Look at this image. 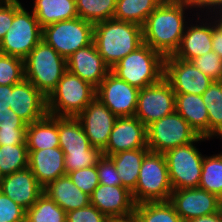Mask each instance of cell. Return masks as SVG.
<instances>
[{
	"mask_svg": "<svg viewBox=\"0 0 222 222\" xmlns=\"http://www.w3.org/2000/svg\"><path fill=\"white\" fill-rule=\"evenodd\" d=\"M191 62L213 81H222V59L214 51L196 57Z\"/></svg>",
	"mask_w": 222,
	"mask_h": 222,
	"instance_id": "cell-38",
	"label": "cell"
},
{
	"mask_svg": "<svg viewBox=\"0 0 222 222\" xmlns=\"http://www.w3.org/2000/svg\"><path fill=\"white\" fill-rule=\"evenodd\" d=\"M164 78L175 93L202 95L213 80L203 74L191 61L167 56L164 58Z\"/></svg>",
	"mask_w": 222,
	"mask_h": 222,
	"instance_id": "cell-14",
	"label": "cell"
},
{
	"mask_svg": "<svg viewBox=\"0 0 222 222\" xmlns=\"http://www.w3.org/2000/svg\"><path fill=\"white\" fill-rule=\"evenodd\" d=\"M108 222H137V221L133 216H131L128 218L109 219Z\"/></svg>",
	"mask_w": 222,
	"mask_h": 222,
	"instance_id": "cell-49",
	"label": "cell"
},
{
	"mask_svg": "<svg viewBox=\"0 0 222 222\" xmlns=\"http://www.w3.org/2000/svg\"><path fill=\"white\" fill-rule=\"evenodd\" d=\"M96 166L99 184L111 186L121 185V179L119 178L116 166L110 157L102 155L98 159Z\"/></svg>",
	"mask_w": 222,
	"mask_h": 222,
	"instance_id": "cell-40",
	"label": "cell"
},
{
	"mask_svg": "<svg viewBox=\"0 0 222 222\" xmlns=\"http://www.w3.org/2000/svg\"><path fill=\"white\" fill-rule=\"evenodd\" d=\"M76 118L90 144L102 152L108 144L117 116L95 97Z\"/></svg>",
	"mask_w": 222,
	"mask_h": 222,
	"instance_id": "cell-16",
	"label": "cell"
},
{
	"mask_svg": "<svg viewBox=\"0 0 222 222\" xmlns=\"http://www.w3.org/2000/svg\"><path fill=\"white\" fill-rule=\"evenodd\" d=\"M95 97L92 84L66 70L47 97V112L51 116L76 117Z\"/></svg>",
	"mask_w": 222,
	"mask_h": 222,
	"instance_id": "cell-6",
	"label": "cell"
},
{
	"mask_svg": "<svg viewBox=\"0 0 222 222\" xmlns=\"http://www.w3.org/2000/svg\"><path fill=\"white\" fill-rule=\"evenodd\" d=\"M26 127H0V146L26 145Z\"/></svg>",
	"mask_w": 222,
	"mask_h": 222,
	"instance_id": "cell-42",
	"label": "cell"
},
{
	"mask_svg": "<svg viewBox=\"0 0 222 222\" xmlns=\"http://www.w3.org/2000/svg\"><path fill=\"white\" fill-rule=\"evenodd\" d=\"M212 49L222 59V23L212 15Z\"/></svg>",
	"mask_w": 222,
	"mask_h": 222,
	"instance_id": "cell-45",
	"label": "cell"
},
{
	"mask_svg": "<svg viewBox=\"0 0 222 222\" xmlns=\"http://www.w3.org/2000/svg\"><path fill=\"white\" fill-rule=\"evenodd\" d=\"M78 17L96 24L113 19L117 0H75Z\"/></svg>",
	"mask_w": 222,
	"mask_h": 222,
	"instance_id": "cell-34",
	"label": "cell"
},
{
	"mask_svg": "<svg viewBox=\"0 0 222 222\" xmlns=\"http://www.w3.org/2000/svg\"><path fill=\"white\" fill-rule=\"evenodd\" d=\"M28 149L26 145L0 146V173L10 175L28 167Z\"/></svg>",
	"mask_w": 222,
	"mask_h": 222,
	"instance_id": "cell-35",
	"label": "cell"
},
{
	"mask_svg": "<svg viewBox=\"0 0 222 222\" xmlns=\"http://www.w3.org/2000/svg\"><path fill=\"white\" fill-rule=\"evenodd\" d=\"M59 148L65 157L66 173L94 166L102 152L90 144L76 117L58 116Z\"/></svg>",
	"mask_w": 222,
	"mask_h": 222,
	"instance_id": "cell-3",
	"label": "cell"
},
{
	"mask_svg": "<svg viewBox=\"0 0 222 222\" xmlns=\"http://www.w3.org/2000/svg\"><path fill=\"white\" fill-rule=\"evenodd\" d=\"M172 192L164 153L149 151L142 160L136 188L131 192L134 203L169 201Z\"/></svg>",
	"mask_w": 222,
	"mask_h": 222,
	"instance_id": "cell-7",
	"label": "cell"
},
{
	"mask_svg": "<svg viewBox=\"0 0 222 222\" xmlns=\"http://www.w3.org/2000/svg\"><path fill=\"white\" fill-rule=\"evenodd\" d=\"M188 222H222V210L220 209L218 212L210 215L193 218Z\"/></svg>",
	"mask_w": 222,
	"mask_h": 222,
	"instance_id": "cell-48",
	"label": "cell"
},
{
	"mask_svg": "<svg viewBox=\"0 0 222 222\" xmlns=\"http://www.w3.org/2000/svg\"><path fill=\"white\" fill-rule=\"evenodd\" d=\"M28 153V168L43 188L57 178L67 174L64 161L65 155L59 147L28 151Z\"/></svg>",
	"mask_w": 222,
	"mask_h": 222,
	"instance_id": "cell-23",
	"label": "cell"
},
{
	"mask_svg": "<svg viewBox=\"0 0 222 222\" xmlns=\"http://www.w3.org/2000/svg\"><path fill=\"white\" fill-rule=\"evenodd\" d=\"M169 202L182 221L210 215L221 209L222 199L201 188L173 190Z\"/></svg>",
	"mask_w": 222,
	"mask_h": 222,
	"instance_id": "cell-15",
	"label": "cell"
},
{
	"mask_svg": "<svg viewBox=\"0 0 222 222\" xmlns=\"http://www.w3.org/2000/svg\"><path fill=\"white\" fill-rule=\"evenodd\" d=\"M187 9L194 12L190 0H163L142 26L143 43L164 58L174 55L190 20Z\"/></svg>",
	"mask_w": 222,
	"mask_h": 222,
	"instance_id": "cell-1",
	"label": "cell"
},
{
	"mask_svg": "<svg viewBox=\"0 0 222 222\" xmlns=\"http://www.w3.org/2000/svg\"><path fill=\"white\" fill-rule=\"evenodd\" d=\"M90 204L109 219L131 217L135 208L132 193L121 185L99 184L90 196Z\"/></svg>",
	"mask_w": 222,
	"mask_h": 222,
	"instance_id": "cell-19",
	"label": "cell"
},
{
	"mask_svg": "<svg viewBox=\"0 0 222 222\" xmlns=\"http://www.w3.org/2000/svg\"><path fill=\"white\" fill-rule=\"evenodd\" d=\"M147 147L151 152L167 150L194 142L199 136L176 111L146 127Z\"/></svg>",
	"mask_w": 222,
	"mask_h": 222,
	"instance_id": "cell-11",
	"label": "cell"
},
{
	"mask_svg": "<svg viewBox=\"0 0 222 222\" xmlns=\"http://www.w3.org/2000/svg\"><path fill=\"white\" fill-rule=\"evenodd\" d=\"M67 213L43 193L32 207L26 210L25 222H66Z\"/></svg>",
	"mask_w": 222,
	"mask_h": 222,
	"instance_id": "cell-33",
	"label": "cell"
},
{
	"mask_svg": "<svg viewBox=\"0 0 222 222\" xmlns=\"http://www.w3.org/2000/svg\"><path fill=\"white\" fill-rule=\"evenodd\" d=\"M12 88L13 85H0V111L10 108Z\"/></svg>",
	"mask_w": 222,
	"mask_h": 222,
	"instance_id": "cell-47",
	"label": "cell"
},
{
	"mask_svg": "<svg viewBox=\"0 0 222 222\" xmlns=\"http://www.w3.org/2000/svg\"><path fill=\"white\" fill-rule=\"evenodd\" d=\"M24 79V60L0 53V85H16Z\"/></svg>",
	"mask_w": 222,
	"mask_h": 222,
	"instance_id": "cell-36",
	"label": "cell"
},
{
	"mask_svg": "<svg viewBox=\"0 0 222 222\" xmlns=\"http://www.w3.org/2000/svg\"><path fill=\"white\" fill-rule=\"evenodd\" d=\"M2 175H1V173H0V186H1V181H2Z\"/></svg>",
	"mask_w": 222,
	"mask_h": 222,
	"instance_id": "cell-51",
	"label": "cell"
},
{
	"mask_svg": "<svg viewBox=\"0 0 222 222\" xmlns=\"http://www.w3.org/2000/svg\"><path fill=\"white\" fill-rule=\"evenodd\" d=\"M94 24L80 17L59 21L42 28V40L67 59L82 47L90 45Z\"/></svg>",
	"mask_w": 222,
	"mask_h": 222,
	"instance_id": "cell-10",
	"label": "cell"
},
{
	"mask_svg": "<svg viewBox=\"0 0 222 222\" xmlns=\"http://www.w3.org/2000/svg\"><path fill=\"white\" fill-rule=\"evenodd\" d=\"M202 100L208 110L209 139L222 137V81H213Z\"/></svg>",
	"mask_w": 222,
	"mask_h": 222,
	"instance_id": "cell-31",
	"label": "cell"
},
{
	"mask_svg": "<svg viewBox=\"0 0 222 222\" xmlns=\"http://www.w3.org/2000/svg\"><path fill=\"white\" fill-rule=\"evenodd\" d=\"M199 188L216 194L222 199V156L220 153L204 156Z\"/></svg>",
	"mask_w": 222,
	"mask_h": 222,
	"instance_id": "cell-32",
	"label": "cell"
},
{
	"mask_svg": "<svg viewBox=\"0 0 222 222\" xmlns=\"http://www.w3.org/2000/svg\"><path fill=\"white\" fill-rule=\"evenodd\" d=\"M205 140L210 139L199 136L194 142L169 149L164 153L173 190L199 187L205 155H202L195 144Z\"/></svg>",
	"mask_w": 222,
	"mask_h": 222,
	"instance_id": "cell-9",
	"label": "cell"
},
{
	"mask_svg": "<svg viewBox=\"0 0 222 222\" xmlns=\"http://www.w3.org/2000/svg\"><path fill=\"white\" fill-rule=\"evenodd\" d=\"M45 193L66 213L90 204V196L76 187L66 174L49 183L44 189Z\"/></svg>",
	"mask_w": 222,
	"mask_h": 222,
	"instance_id": "cell-25",
	"label": "cell"
},
{
	"mask_svg": "<svg viewBox=\"0 0 222 222\" xmlns=\"http://www.w3.org/2000/svg\"><path fill=\"white\" fill-rule=\"evenodd\" d=\"M0 127H27V124L11 109L0 111Z\"/></svg>",
	"mask_w": 222,
	"mask_h": 222,
	"instance_id": "cell-46",
	"label": "cell"
},
{
	"mask_svg": "<svg viewBox=\"0 0 222 222\" xmlns=\"http://www.w3.org/2000/svg\"><path fill=\"white\" fill-rule=\"evenodd\" d=\"M196 15H198V18L194 21L195 24L192 23L193 18L185 28L179 48L173 55L175 58L191 61L196 57L213 51L212 16L200 15L199 11L196 12L195 15L189 16L196 17ZM204 16H206V18ZM202 17H204V19Z\"/></svg>",
	"mask_w": 222,
	"mask_h": 222,
	"instance_id": "cell-17",
	"label": "cell"
},
{
	"mask_svg": "<svg viewBox=\"0 0 222 222\" xmlns=\"http://www.w3.org/2000/svg\"><path fill=\"white\" fill-rule=\"evenodd\" d=\"M218 20L222 23V13H219L216 15Z\"/></svg>",
	"mask_w": 222,
	"mask_h": 222,
	"instance_id": "cell-50",
	"label": "cell"
},
{
	"mask_svg": "<svg viewBox=\"0 0 222 222\" xmlns=\"http://www.w3.org/2000/svg\"><path fill=\"white\" fill-rule=\"evenodd\" d=\"M10 108L27 124L44 118L47 98L29 81L13 85Z\"/></svg>",
	"mask_w": 222,
	"mask_h": 222,
	"instance_id": "cell-20",
	"label": "cell"
},
{
	"mask_svg": "<svg viewBox=\"0 0 222 222\" xmlns=\"http://www.w3.org/2000/svg\"><path fill=\"white\" fill-rule=\"evenodd\" d=\"M32 12L40 26L78 17L75 0H33Z\"/></svg>",
	"mask_w": 222,
	"mask_h": 222,
	"instance_id": "cell-27",
	"label": "cell"
},
{
	"mask_svg": "<svg viewBox=\"0 0 222 222\" xmlns=\"http://www.w3.org/2000/svg\"><path fill=\"white\" fill-rule=\"evenodd\" d=\"M26 146L28 151H38L59 147L58 116L47 114L26 127Z\"/></svg>",
	"mask_w": 222,
	"mask_h": 222,
	"instance_id": "cell-26",
	"label": "cell"
},
{
	"mask_svg": "<svg viewBox=\"0 0 222 222\" xmlns=\"http://www.w3.org/2000/svg\"><path fill=\"white\" fill-rule=\"evenodd\" d=\"M67 175L77 188L89 196L92 195L94 189L99 185L96 165L71 171Z\"/></svg>",
	"mask_w": 222,
	"mask_h": 222,
	"instance_id": "cell-37",
	"label": "cell"
},
{
	"mask_svg": "<svg viewBox=\"0 0 222 222\" xmlns=\"http://www.w3.org/2000/svg\"><path fill=\"white\" fill-rule=\"evenodd\" d=\"M43 189L28 167L3 176L0 186V191L3 194L10 197L25 210L33 206L43 194Z\"/></svg>",
	"mask_w": 222,
	"mask_h": 222,
	"instance_id": "cell-22",
	"label": "cell"
},
{
	"mask_svg": "<svg viewBox=\"0 0 222 222\" xmlns=\"http://www.w3.org/2000/svg\"><path fill=\"white\" fill-rule=\"evenodd\" d=\"M139 89L120 79L112 71L96 88L98 98L115 116L132 117L137 109Z\"/></svg>",
	"mask_w": 222,
	"mask_h": 222,
	"instance_id": "cell-13",
	"label": "cell"
},
{
	"mask_svg": "<svg viewBox=\"0 0 222 222\" xmlns=\"http://www.w3.org/2000/svg\"><path fill=\"white\" fill-rule=\"evenodd\" d=\"M133 217L137 222H181V218L169 201L135 204Z\"/></svg>",
	"mask_w": 222,
	"mask_h": 222,
	"instance_id": "cell-30",
	"label": "cell"
},
{
	"mask_svg": "<svg viewBox=\"0 0 222 222\" xmlns=\"http://www.w3.org/2000/svg\"><path fill=\"white\" fill-rule=\"evenodd\" d=\"M111 71L131 86L142 89L164 77V57L143 43L116 63Z\"/></svg>",
	"mask_w": 222,
	"mask_h": 222,
	"instance_id": "cell-4",
	"label": "cell"
},
{
	"mask_svg": "<svg viewBox=\"0 0 222 222\" xmlns=\"http://www.w3.org/2000/svg\"><path fill=\"white\" fill-rule=\"evenodd\" d=\"M93 41L105 63L112 69L143 44L142 26L115 19L99 22L94 24Z\"/></svg>",
	"mask_w": 222,
	"mask_h": 222,
	"instance_id": "cell-2",
	"label": "cell"
},
{
	"mask_svg": "<svg viewBox=\"0 0 222 222\" xmlns=\"http://www.w3.org/2000/svg\"><path fill=\"white\" fill-rule=\"evenodd\" d=\"M190 2L195 11L199 10L201 12L200 15H217L222 13V0H190Z\"/></svg>",
	"mask_w": 222,
	"mask_h": 222,
	"instance_id": "cell-44",
	"label": "cell"
},
{
	"mask_svg": "<svg viewBox=\"0 0 222 222\" xmlns=\"http://www.w3.org/2000/svg\"><path fill=\"white\" fill-rule=\"evenodd\" d=\"M42 40V27L32 10H28L19 0H14L12 25L0 42V53L25 59Z\"/></svg>",
	"mask_w": 222,
	"mask_h": 222,
	"instance_id": "cell-8",
	"label": "cell"
},
{
	"mask_svg": "<svg viewBox=\"0 0 222 222\" xmlns=\"http://www.w3.org/2000/svg\"><path fill=\"white\" fill-rule=\"evenodd\" d=\"M206 107L202 95L175 93V111L188 122L198 136L209 139Z\"/></svg>",
	"mask_w": 222,
	"mask_h": 222,
	"instance_id": "cell-24",
	"label": "cell"
},
{
	"mask_svg": "<svg viewBox=\"0 0 222 222\" xmlns=\"http://www.w3.org/2000/svg\"><path fill=\"white\" fill-rule=\"evenodd\" d=\"M24 70L25 80L47 98L67 70V63L53 47L41 40L24 59Z\"/></svg>",
	"mask_w": 222,
	"mask_h": 222,
	"instance_id": "cell-5",
	"label": "cell"
},
{
	"mask_svg": "<svg viewBox=\"0 0 222 222\" xmlns=\"http://www.w3.org/2000/svg\"><path fill=\"white\" fill-rule=\"evenodd\" d=\"M133 149H149L146 126L135 116L117 117L102 155L109 157Z\"/></svg>",
	"mask_w": 222,
	"mask_h": 222,
	"instance_id": "cell-18",
	"label": "cell"
},
{
	"mask_svg": "<svg viewBox=\"0 0 222 222\" xmlns=\"http://www.w3.org/2000/svg\"><path fill=\"white\" fill-rule=\"evenodd\" d=\"M26 210L0 191V222H25Z\"/></svg>",
	"mask_w": 222,
	"mask_h": 222,
	"instance_id": "cell-39",
	"label": "cell"
},
{
	"mask_svg": "<svg viewBox=\"0 0 222 222\" xmlns=\"http://www.w3.org/2000/svg\"><path fill=\"white\" fill-rule=\"evenodd\" d=\"M109 218L101 213L95 206L89 204L87 207L67 212L66 222H108Z\"/></svg>",
	"mask_w": 222,
	"mask_h": 222,
	"instance_id": "cell-41",
	"label": "cell"
},
{
	"mask_svg": "<svg viewBox=\"0 0 222 222\" xmlns=\"http://www.w3.org/2000/svg\"><path fill=\"white\" fill-rule=\"evenodd\" d=\"M67 70L97 88L111 71L99 54L94 41L66 59Z\"/></svg>",
	"mask_w": 222,
	"mask_h": 222,
	"instance_id": "cell-21",
	"label": "cell"
},
{
	"mask_svg": "<svg viewBox=\"0 0 222 222\" xmlns=\"http://www.w3.org/2000/svg\"><path fill=\"white\" fill-rule=\"evenodd\" d=\"M175 112V92L163 77L158 83L139 89L137 117L146 127Z\"/></svg>",
	"mask_w": 222,
	"mask_h": 222,
	"instance_id": "cell-12",
	"label": "cell"
},
{
	"mask_svg": "<svg viewBox=\"0 0 222 222\" xmlns=\"http://www.w3.org/2000/svg\"><path fill=\"white\" fill-rule=\"evenodd\" d=\"M14 0H0V42L12 25Z\"/></svg>",
	"mask_w": 222,
	"mask_h": 222,
	"instance_id": "cell-43",
	"label": "cell"
},
{
	"mask_svg": "<svg viewBox=\"0 0 222 222\" xmlns=\"http://www.w3.org/2000/svg\"><path fill=\"white\" fill-rule=\"evenodd\" d=\"M149 151V149H133L109 156L116 166L121 186L130 192L136 188L142 160Z\"/></svg>",
	"mask_w": 222,
	"mask_h": 222,
	"instance_id": "cell-28",
	"label": "cell"
},
{
	"mask_svg": "<svg viewBox=\"0 0 222 222\" xmlns=\"http://www.w3.org/2000/svg\"><path fill=\"white\" fill-rule=\"evenodd\" d=\"M163 0H117L113 19L143 26Z\"/></svg>",
	"mask_w": 222,
	"mask_h": 222,
	"instance_id": "cell-29",
	"label": "cell"
}]
</instances>
